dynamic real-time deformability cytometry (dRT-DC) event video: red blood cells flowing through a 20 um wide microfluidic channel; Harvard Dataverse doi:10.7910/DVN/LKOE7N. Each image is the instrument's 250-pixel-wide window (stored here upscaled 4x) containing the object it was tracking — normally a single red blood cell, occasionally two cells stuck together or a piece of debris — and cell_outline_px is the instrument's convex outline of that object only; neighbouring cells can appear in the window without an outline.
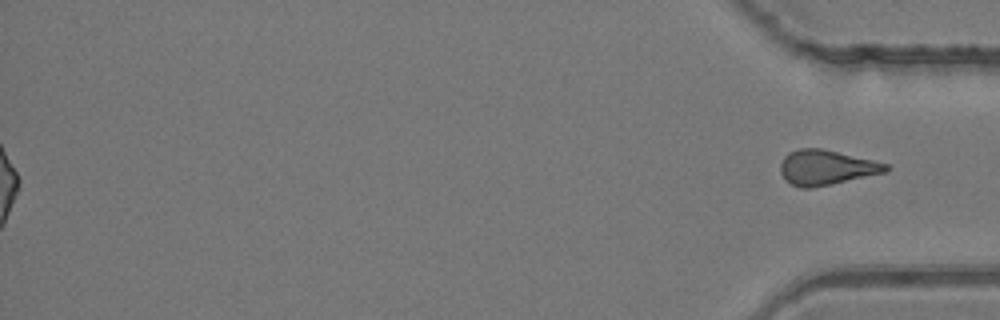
{"species": "common noctule bat (a hibernating species)", "species_latin": "Nyctalus noctula", "temperature_condition": "room temperature", "stored_images_in_passage": 50, "segment_of_instrument_passage": [2, 2], "camera_frame_rate_fps": 3000, "um_per_image_px": 0.085, "animal": {"sex": "female", "body_mass_g": 24.6, "forearm_length_mm": 56.2}, "frame": {"image": 1, "passage_image": 50, "time_ms": 16.333, "image_size_px": [1000, 320], "cell_outline_px": [[888, 172], [812, 188], [800, 188], [784, 180], [780, 172], [780, 164], [784, 156], [788, 152], [796, 148], [820, 148], [872, 160], [888, 164]], "centroid_in_image_um": [70.19, 14.24], "position_along_channel_um": 365.0, "area_um2": 21.5}}